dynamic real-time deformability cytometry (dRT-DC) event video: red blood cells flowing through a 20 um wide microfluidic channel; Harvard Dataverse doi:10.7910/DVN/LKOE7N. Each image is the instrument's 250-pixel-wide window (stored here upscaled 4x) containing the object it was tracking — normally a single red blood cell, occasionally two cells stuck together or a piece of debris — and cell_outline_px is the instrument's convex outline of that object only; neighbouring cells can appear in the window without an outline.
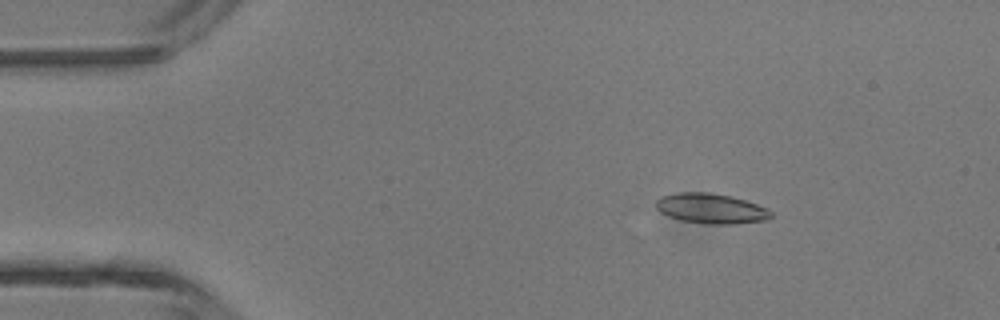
{"species": "common noctule bat (a hibernating species)", "species_latin": "Nyctalus noctula", "temperature_condition": "room temperature", "stored_images_in_passage": 6, "camera_frame_rate_fps": 3000, "um_per_image_px": 0.085, "animal": {"sex": "male", "body_mass_g": 13.3}, "frame": {"image": 1, "passage_image": 2, "time_ms": 0.333, "image_size_px": [1000, 320], "cell_outline_px": [[772, 216], [764, 220], [736, 224], [704, 224], [680, 220], [668, 216], [660, 212], [656, 208], [656, 200], [660, 196], [676, 192], [708, 192], [732, 196], [768, 208], [772, 212]], "centroid_in_image_um": [60.41, 17.72], "position_along_channel_um": 24.6, "area_um2": 20.35}}
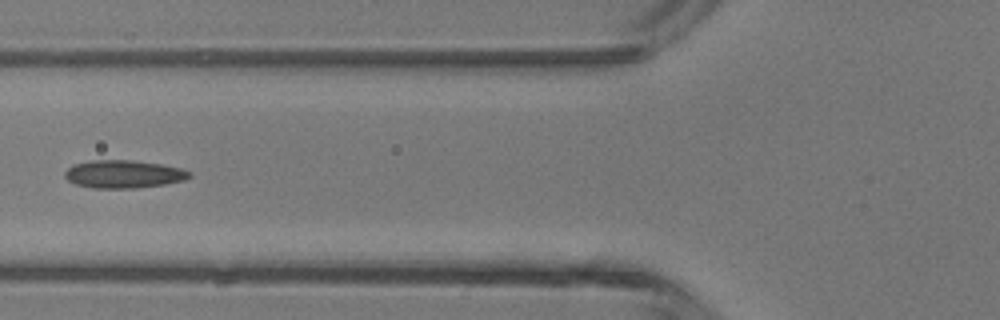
{"frame": {"image": 2, "passage_image": 5, "time_ms": 1.333, "image_size_px": [1000, 320], "cell_outline_px": [[192, 176], [184, 180], [164, 184], [136, 188], [92, 188], [76, 184], [68, 180], [64, 176], [64, 172], [72, 164], [92, 160], [132, 160], [160, 164], [180, 168], [192, 172]], "centroid_in_image_um": [10.49, 14.8], "position_along_channel_um": 115.3, "area_um2": 20.29}}
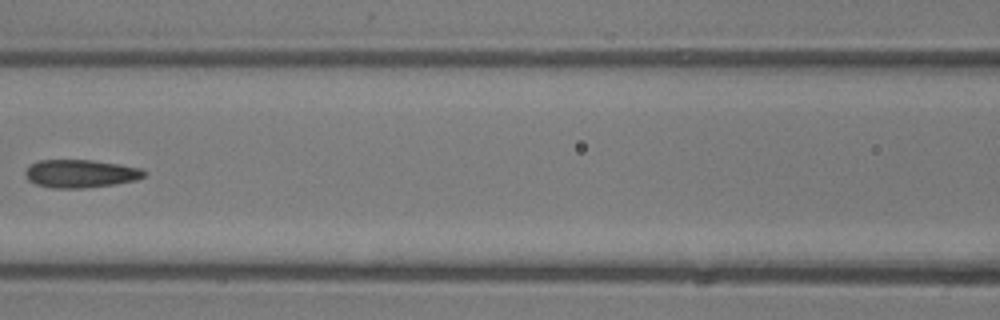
{"frame": {"image": 3, "passage_image": 6, "time_ms": 1.667, "image_size_px": [1000, 320], "cell_outline_px": [[144, 176], [136, 180], [112, 184], [84, 188], [52, 188], [36, 184], [28, 180], [24, 176], [24, 172], [28, 164], [40, 160], [92, 160], [140, 168], [144, 172]], "centroid_in_image_um": [6.75, 14.75], "position_along_channel_um": 159.8, "area_um2": 19.31}}